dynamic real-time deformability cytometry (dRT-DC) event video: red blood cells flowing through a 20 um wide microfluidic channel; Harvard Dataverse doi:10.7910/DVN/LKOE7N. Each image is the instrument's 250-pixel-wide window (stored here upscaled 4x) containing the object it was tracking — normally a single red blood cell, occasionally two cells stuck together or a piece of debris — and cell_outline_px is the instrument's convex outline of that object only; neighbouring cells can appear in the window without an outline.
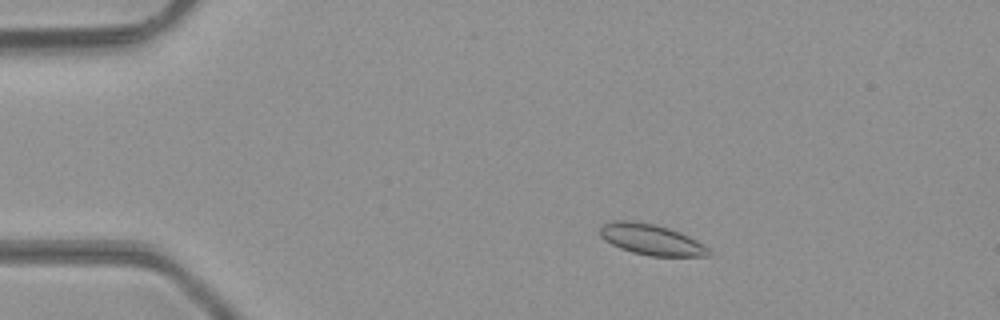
{"species": "common noctule bat (a hibernating species)", "species_latin": "Nyctalus noctula", "temperature_condition": "room temperature", "stored_images_in_passage": 47, "camera_frame_rate_fps": 3000, "um_per_image_px": 0.085, "animal": {"sex": "male", "body_mass_g": 23.1, "forearm_length_mm": 52.7}, "frame": {"image": 1, "passage_image": 8, "time_ms": 2.333, "image_size_px": [1000, 320], "cell_outline_px": [[712, 256], [648, 256], [632, 252], [620, 248], [604, 240], [600, 236], [600, 224], [612, 220], [636, 220], [656, 224], [680, 232], [704, 244], [712, 252]], "centroid_in_image_um": [55.34, 20.35], "position_along_channel_um": 29.7, "area_um2": 19.88}}
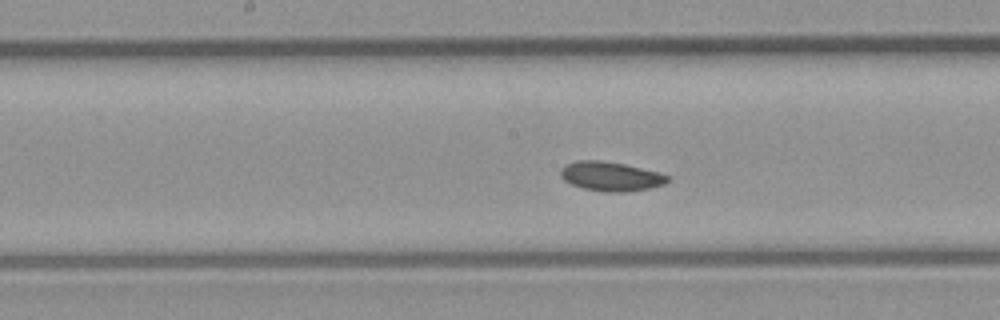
{"frame": {"image": 2, "passage_image": 24, "time_ms": 7.667, "image_size_px": [1000, 320], "cell_outline_px": [[672, 180], [664, 184], [648, 188], [624, 192], [604, 192], [584, 188], [572, 184], [564, 180], [560, 176], [560, 168], [576, 160], [600, 160], [624, 164], [660, 172], [672, 176]], "centroid_in_image_um": [51.95, 14.98], "position_along_channel_um": 196.2, "area_um2": 18.38}}
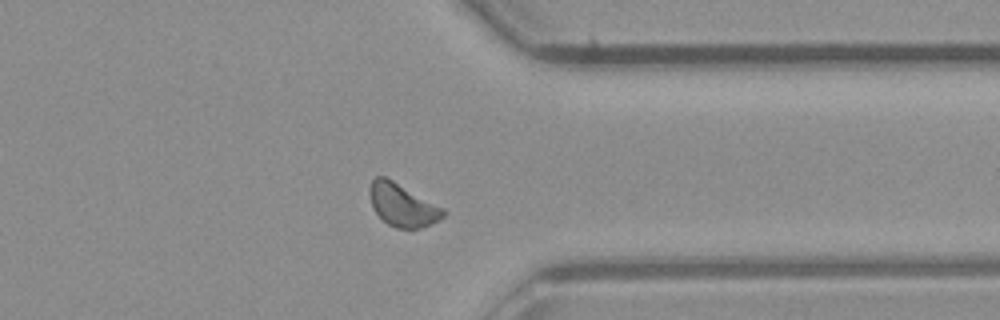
{"frame": {"image": 3, "passage_image": 37, "time_ms": 12.0, "image_size_px": [1000, 320], "cell_outline_px": [[448, 212], [440, 220], [420, 228], [396, 228], [388, 224], [372, 208], [368, 192], [368, 188], [372, 180], [376, 176], [384, 176], [392, 180], [444, 208]], "centroid_in_image_um": [34.2, 17.42], "position_along_channel_um": 377.2, "area_um2": 18.32}}